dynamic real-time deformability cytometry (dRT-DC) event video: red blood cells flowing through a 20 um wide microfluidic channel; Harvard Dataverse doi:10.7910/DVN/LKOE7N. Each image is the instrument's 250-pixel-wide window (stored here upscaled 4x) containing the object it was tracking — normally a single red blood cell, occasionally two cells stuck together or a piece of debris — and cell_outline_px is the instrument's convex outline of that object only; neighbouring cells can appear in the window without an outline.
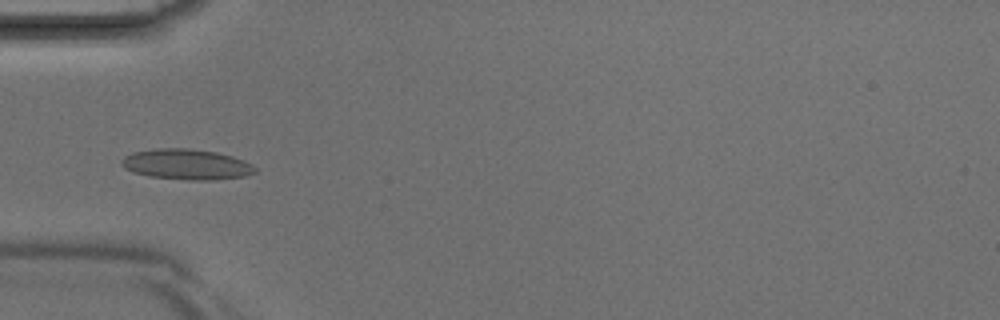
{"species": "Egyptian fruit bat (a non-hibernating species)", "species_latin": "Rousettus aegyptiacus", "temperature_condition": "room temperature", "stored_images_in_passage": 5, "camera_frame_rate_fps": 3000, "um_per_image_px": 0.085, "animal": {"sex": "male"}, "frame": {"image": 1, "passage_image": 4, "time_ms": 1.0, "image_size_px": [1000, 320], "cell_outline_px": [[256, 172], [244, 176], [212, 180], [188, 180], [148, 176], [132, 172], [124, 168], [120, 164], [120, 160], [124, 156], [132, 152], [156, 148], [188, 148], [216, 152], [232, 156], [244, 160], [252, 164], [256, 168]], "centroid_in_image_um": [15.82, 13.97], "position_along_channel_um": 69.2, "area_um2": 23.93}}